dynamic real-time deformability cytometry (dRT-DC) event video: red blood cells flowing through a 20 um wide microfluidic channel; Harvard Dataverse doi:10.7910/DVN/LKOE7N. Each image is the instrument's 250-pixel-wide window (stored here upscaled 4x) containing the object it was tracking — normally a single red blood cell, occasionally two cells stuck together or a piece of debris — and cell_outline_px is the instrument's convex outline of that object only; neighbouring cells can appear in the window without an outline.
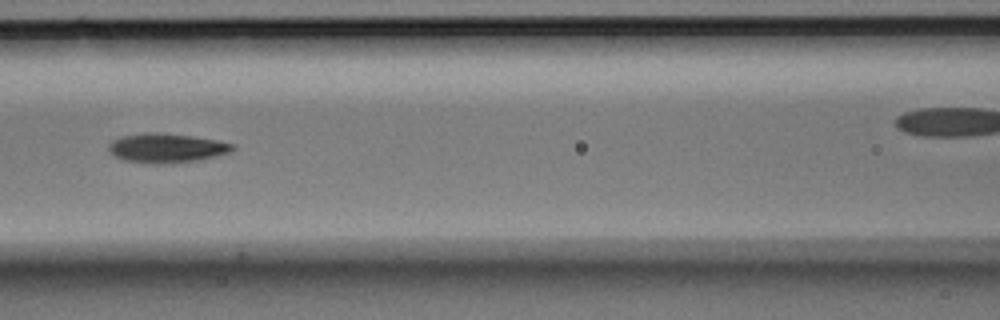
{"species": "Egyptian fruit bat (a non-hibernating species)", "species_latin": "Rousettus aegyptiacus", "temperature_condition": "room temperature", "stored_images_in_passage": 14, "camera_frame_rate_fps": 3000, "um_per_image_px": 0.085, "animal": {"sex": "male"}, "frame": {"image": 1, "passage_image": 5, "time_ms": 1.333, "image_size_px": [1000, 320], "cell_outline_px": [[236, 148], [232, 152], [216, 156], [196, 160], [172, 164], [148, 164], [124, 160], [112, 156], [108, 148], [108, 144], [112, 140], [120, 136], [144, 132], [156, 132], [192, 136], [216, 140], [236, 144]], "centroid_in_image_um": [14.14, 12.59], "position_along_channel_um": 152.5, "area_um2": 21.62}}
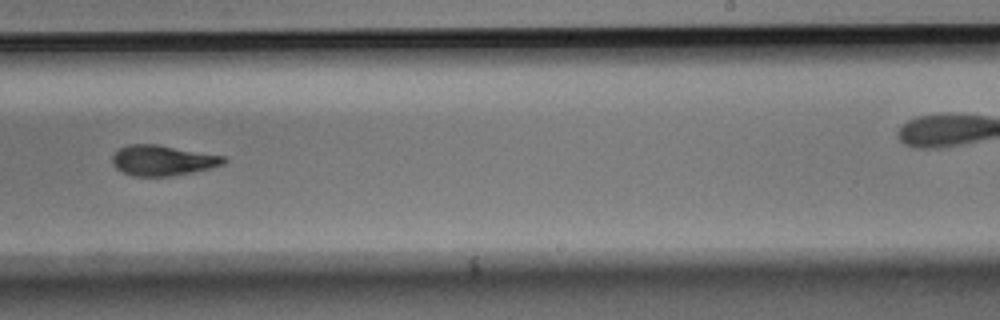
{"frame": {"image": 2, "passage_image": 8, "time_ms": 2.333, "image_size_px": [1000, 320], "cell_outline_px": [[228, 160], [224, 164], [192, 172], [172, 176], [132, 176], [116, 168], [112, 164], [112, 156], [120, 148], [128, 144], [156, 144], [224, 156]], "centroid_in_image_um": [13.81, 13.63], "position_along_channel_um": 275.2, "area_um2": 19.59}}